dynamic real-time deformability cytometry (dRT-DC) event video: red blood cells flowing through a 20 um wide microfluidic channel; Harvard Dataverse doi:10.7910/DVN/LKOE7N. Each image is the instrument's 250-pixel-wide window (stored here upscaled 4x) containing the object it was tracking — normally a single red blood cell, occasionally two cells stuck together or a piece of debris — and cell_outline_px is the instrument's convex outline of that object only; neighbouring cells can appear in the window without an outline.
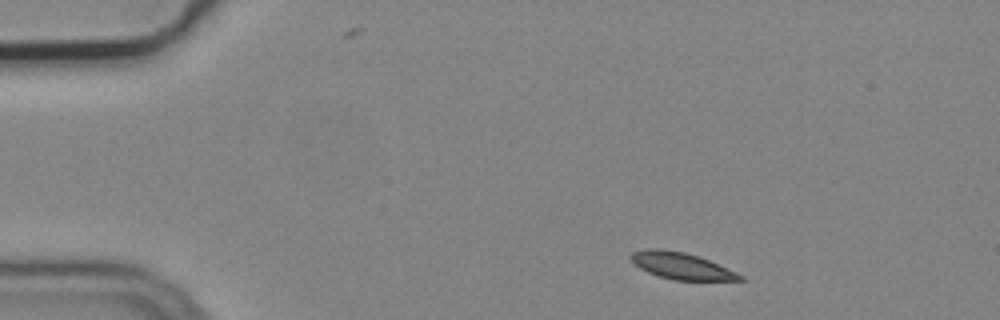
{"species": "common noctule bat (a hibernating species)", "species_latin": "Nyctalus noctula", "temperature_condition": "cold", "stored_images_in_passage": 3, "camera_frame_rate_fps": 3000, "um_per_image_px": 0.085, "animal": {"sex": "male", "body_mass_g": 19.2, "forearm_length_mm": 51.8}, "frame": {"image": 1, "passage_image": 1, "time_ms": 0.0, "image_size_px": [1000, 320], "cell_outline_px": [[744, 280], [672, 280], [648, 272], [640, 268], [632, 260], [632, 252], [648, 248], [660, 248], [684, 252], [700, 256], [736, 272], [744, 276]], "centroid_in_image_um": [57.94, 22.59], "position_along_channel_um": 27.1, "area_um2": 16.76}}